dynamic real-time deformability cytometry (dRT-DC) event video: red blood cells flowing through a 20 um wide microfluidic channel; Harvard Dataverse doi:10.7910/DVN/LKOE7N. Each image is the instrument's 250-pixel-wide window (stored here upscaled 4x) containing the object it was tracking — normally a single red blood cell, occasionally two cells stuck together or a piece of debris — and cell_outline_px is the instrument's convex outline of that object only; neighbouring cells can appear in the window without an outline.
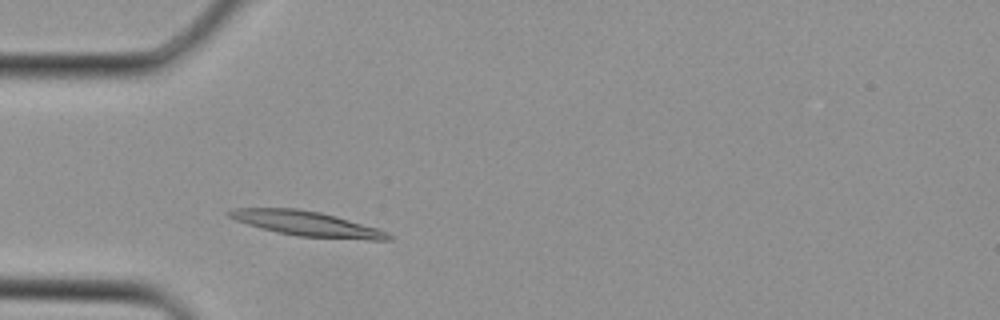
{"species": "Egyptian fruit bat (a non-hibernating species)", "species_latin": "Rousettus aegyptiacus", "temperature_condition": "cold", "stored_images_in_passage": 2, "camera_frame_rate_fps": 3000, "um_per_image_px": 0.085, "animal": {"sex": "female"}, "frame": {"image": 1, "passage_image": 2, "time_ms": 0.333, "image_size_px": [1000, 320], "cell_outline_px": [[392, 240], [368, 240], [296, 236], [276, 232], [260, 228], [236, 220], [228, 216], [224, 212], [232, 208], [296, 208], [320, 212], [336, 216], [376, 228], [388, 232], [392, 236]], "centroid_in_image_um": [26.06, 19.01], "position_along_channel_um": 58.9, "area_um2": 23.12}}